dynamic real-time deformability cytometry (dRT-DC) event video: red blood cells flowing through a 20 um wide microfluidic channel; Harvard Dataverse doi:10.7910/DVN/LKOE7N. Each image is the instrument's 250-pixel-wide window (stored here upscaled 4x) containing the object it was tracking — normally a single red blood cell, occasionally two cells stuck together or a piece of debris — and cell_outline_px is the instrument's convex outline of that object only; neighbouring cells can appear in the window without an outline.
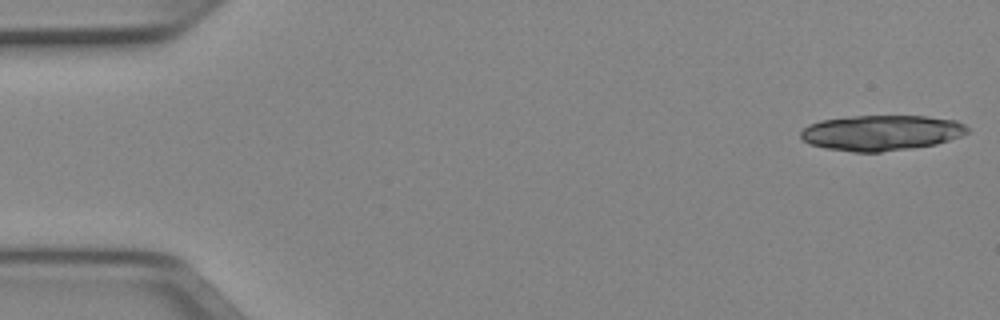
{"species": "Egyptian fruit bat (a non-hibernating species)", "species_latin": "Rousettus aegyptiacus", "temperature_condition": "cold", "stored_images_in_passage": 21, "camera_frame_rate_fps": 3000, "um_per_image_px": 0.085, "animal": {"sex": "female"}, "frame": {"image": 1, "passage_image": 1, "time_ms": 0.0, "image_size_px": [1000, 320], "cell_outline_px": [[968, 132], [960, 136], [936, 144], [912, 148], [880, 152], [852, 152], [824, 148], [812, 144], [804, 140], [800, 136], [800, 132], [808, 124], [820, 120], [852, 116], [928, 116], [956, 120], [964, 124], [968, 128]], "centroid_in_image_um": [74.9, 11.28], "position_along_channel_um": 10.1, "area_um2": 34.45}}